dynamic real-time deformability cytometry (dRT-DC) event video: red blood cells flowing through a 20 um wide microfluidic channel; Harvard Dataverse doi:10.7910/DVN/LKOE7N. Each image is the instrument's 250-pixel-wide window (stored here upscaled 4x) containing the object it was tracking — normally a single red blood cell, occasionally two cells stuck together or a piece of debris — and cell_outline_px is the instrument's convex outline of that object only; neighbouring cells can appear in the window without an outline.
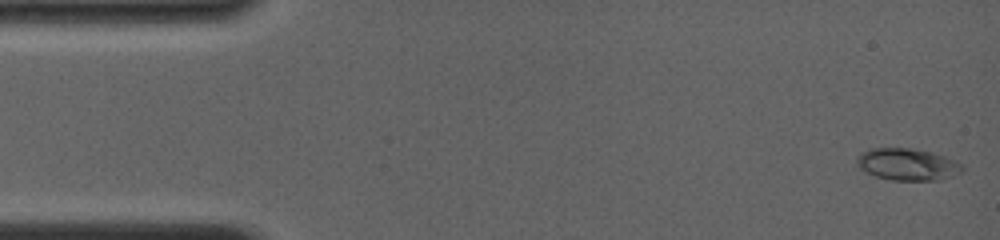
{"species": "common noctule bat (a hibernating species)", "species_latin": "Nyctalus noctula", "temperature_condition": "room temperature", "stored_images_in_passage": 44, "camera_frame_rate_fps": 4000, "um_per_image_px": 0.085, "animal": {"sex": "female", "body_mass_g": 19.0, "forearm_length_mm": 56.7}, "frame": {"image": 1, "passage_image": 1, "time_ms": 0.0, "image_size_px": [1000, 240], "cell_outline_px": [[964, 168], [960, 172], [940, 180], [888, 180], [876, 176], [860, 168], [856, 164], [856, 160], [860, 152], [868, 148], [908, 148], [932, 152], [944, 156], [960, 164]], "centroid_in_image_um": [77.08, 13.96], "position_along_channel_um": 7.9, "area_um2": 19.48}}
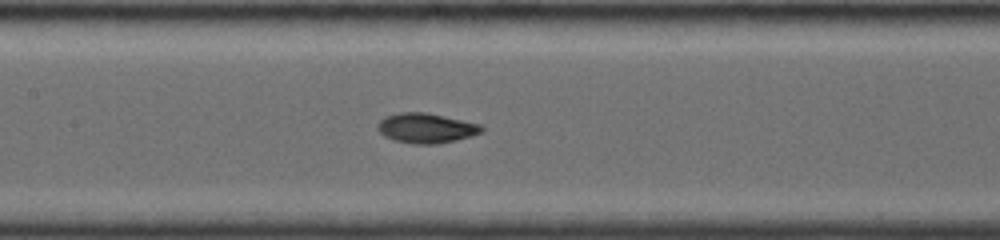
{"frame": {"image": 2, "passage_image": 21, "time_ms": 7.0, "image_size_px": [1000, 240], "cell_outline_px": [[484, 132], [472, 136], [456, 140], [436, 144], [412, 144], [396, 140], [384, 136], [376, 128], [376, 124], [384, 116], [400, 112], [424, 112], [480, 124], [484, 128]], "centroid_in_image_um": [36.21, 10.89], "position_along_channel_um": 171.2, "area_um2": 18.15}}
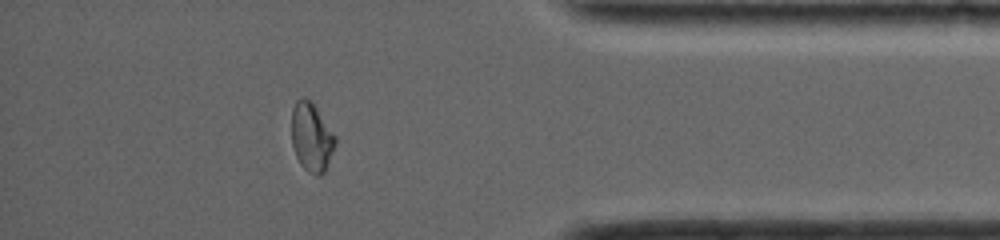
{"frame": {"image": 3, "passage_image": 38, "time_ms": 13.25, "image_size_px": [1000, 240], "cell_outline_px": [[336, 144], [324, 172], [320, 176], [316, 176], [308, 172], [300, 164], [296, 156], [292, 144], [292, 108], [296, 100], [304, 96], [316, 108], [336, 136]], "centroid_in_image_um": [26.47, 11.68], "position_along_channel_um": 408.7, "area_um2": 17.4}, "authors_computed_cell_mechanics": {"area_um2": 17.5134, "velocity_mm_per_s": 4.0562, "shape_relaxation_time_tau1_ms": 5.968, "shape_relaxation_time_tau2_ms": 1.2642, "deformation_change_tau1": 0.2297, "deformation_change_tau2": 0.0431}}